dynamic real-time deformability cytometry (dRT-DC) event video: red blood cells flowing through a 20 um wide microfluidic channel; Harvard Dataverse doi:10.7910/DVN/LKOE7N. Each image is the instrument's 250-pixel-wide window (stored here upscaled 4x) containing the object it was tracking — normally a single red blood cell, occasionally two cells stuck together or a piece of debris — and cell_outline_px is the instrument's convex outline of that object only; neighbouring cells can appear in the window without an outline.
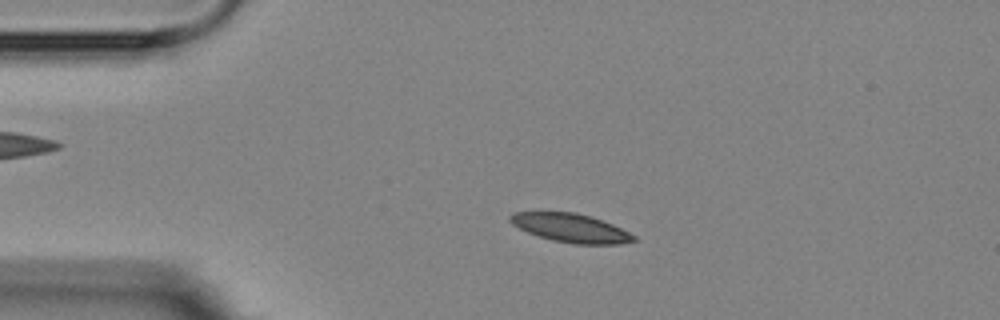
{"species": "Egyptian fruit bat (a non-hibernating species)", "species_latin": "Rousettus aegyptiacus", "temperature_condition": "room temperature", "stored_images_in_passage": 2, "camera_frame_rate_fps": 3000, "um_per_image_px": 0.085, "animal": {"sex": "female"}, "frame": {"image": 1, "passage_image": 1, "time_ms": 0.0, "image_size_px": [1000, 320], "cell_outline_px": [[636, 240], [620, 244], [576, 244], [552, 240], [528, 232], [512, 224], [508, 220], [508, 216], [512, 212], [576, 212], [612, 224], [636, 236]], "centroid_in_image_um": [48.49, 19.37], "position_along_channel_um": 36.5, "area_um2": 20.4}}